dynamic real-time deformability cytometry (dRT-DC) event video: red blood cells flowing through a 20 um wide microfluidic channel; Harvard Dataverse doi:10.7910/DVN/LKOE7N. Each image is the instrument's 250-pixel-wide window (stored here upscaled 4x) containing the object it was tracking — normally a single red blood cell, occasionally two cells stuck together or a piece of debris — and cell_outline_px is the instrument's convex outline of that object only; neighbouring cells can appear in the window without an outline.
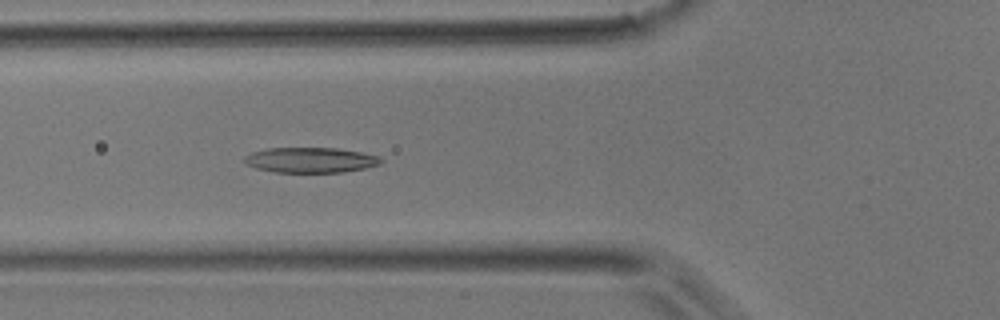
{"species": "common noctule bat (a hibernating species)", "species_latin": "Nyctalus noctula", "temperature_condition": "room temperature", "stored_images_in_passage": 44, "camera_frame_rate_fps": 3000, "um_per_image_px": 0.085, "animal": {"sex": "male", "body_mass_g": 17.9}, "frame": {"image": 1, "passage_image": 16, "time_ms": 5.0, "image_size_px": [1000, 320], "cell_outline_px": [[384, 160], [380, 164], [364, 168], [344, 172], [276, 172], [256, 168], [248, 164], [244, 160], [244, 156], [252, 152], [268, 148], [336, 148], [360, 152], [380, 156]], "centroid_in_image_um": [26.42, 13.6], "position_along_channel_um": 99.4, "area_um2": 20.0}}
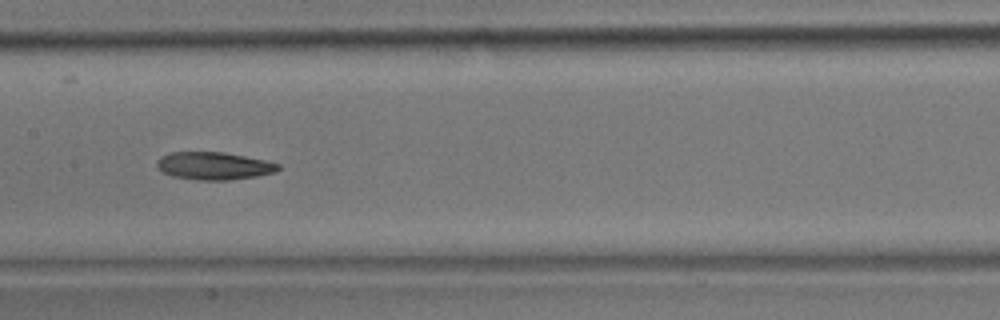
{"frame": {"image": 2, "passage_image": 22, "time_ms": 7.0, "image_size_px": [1000, 320], "cell_outline_px": [[280, 168], [276, 172], [256, 176], [228, 180], [196, 180], [172, 176], [164, 172], [156, 164], [156, 160], [160, 156], [172, 152], [224, 152], [264, 160], [280, 164]], "centroid_in_image_um": [18.18, 14.1], "position_along_channel_um": 189.2, "area_um2": 19.48}}
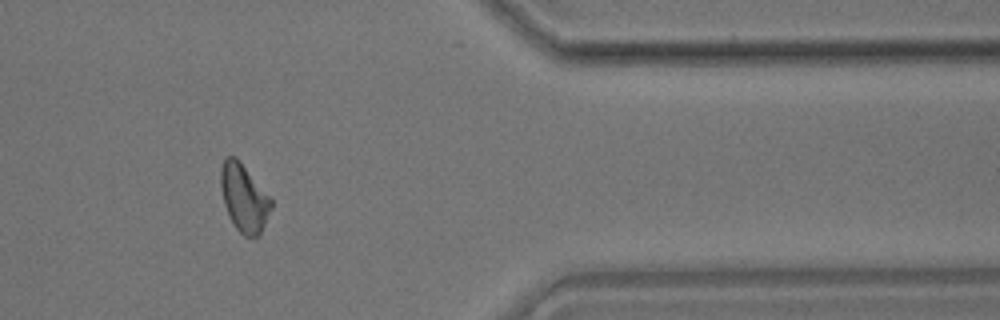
{"frame": {"image": 3, "passage_image": 37, "time_ms": 12.0, "image_size_px": [1000, 320], "cell_outline_px": [[272, 208], [260, 236], [244, 236], [236, 228], [228, 216], [224, 204], [220, 184], [220, 168], [224, 156], [236, 156], [272, 200]], "centroid_in_image_um": [20.72, 16.81], "position_along_channel_um": 390.7, "area_um2": 19.94}}